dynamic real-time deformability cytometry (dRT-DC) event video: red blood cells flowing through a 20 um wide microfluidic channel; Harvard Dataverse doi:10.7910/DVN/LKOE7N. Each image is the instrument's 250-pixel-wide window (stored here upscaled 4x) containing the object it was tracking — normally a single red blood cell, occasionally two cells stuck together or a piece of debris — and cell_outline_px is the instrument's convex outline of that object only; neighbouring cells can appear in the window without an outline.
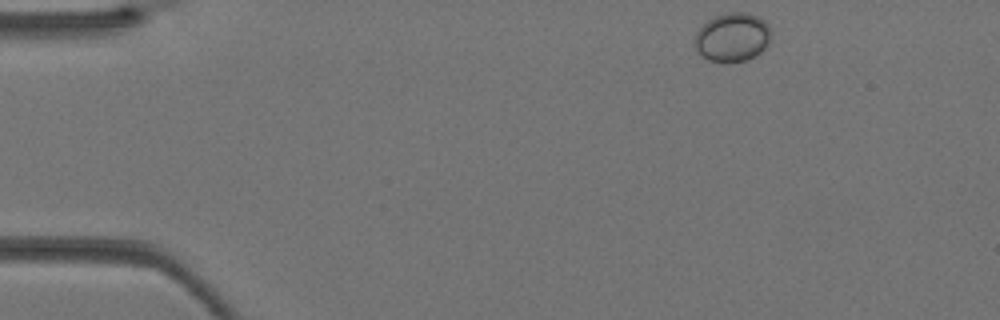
{"species": "Egyptian fruit bat (a non-hibernating species)", "species_latin": "Rousettus aegyptiacus", "temperature_condition": "warm", "stored_images_in_passage": 35, "camera_frame_rate_fps": 3000, "um_per_image_px": 0.085, "animal": {"sex": "female"}, "frame": {"image": 1, "passage_image": 1, "time_ms": 0.0, "image_size_px": [1000, 320], "cell_outline_px": [[768, 44], [760, 52], [748, 60], [732, 64], [724, 64], [708, 60], [700, 56], [696, 52], [692, 44], [696, 32], [708, 20], [716, 16], [728, 12], [748, 12], [764, 20], [768, 24]], "centroid_in_image_um": [62.18, 3.21], "position_along_channel_um": 22.8, "area_um2": 22.14}}
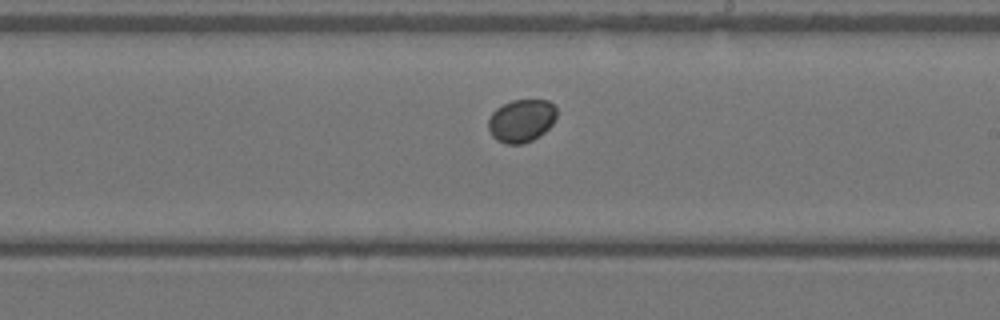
{"frame": {"image": 2, "passage_image": 19, "time_ms": 6.0, "image_size_px": [1000, 320], "cell_outline_px": [[556, 116], [552, 124], [540, 136], [532, 140], [520, 144], [504, 144], [496, 140], [492, 136], [488, 128], [488, 120], [492, 112], [496, 108], [512, 100], [548, 100], [556, 108]], "centroid_in_image_um": [44.3, 10.27], "position_along_channel_um": 244.7, "area_um2": 17.11}}
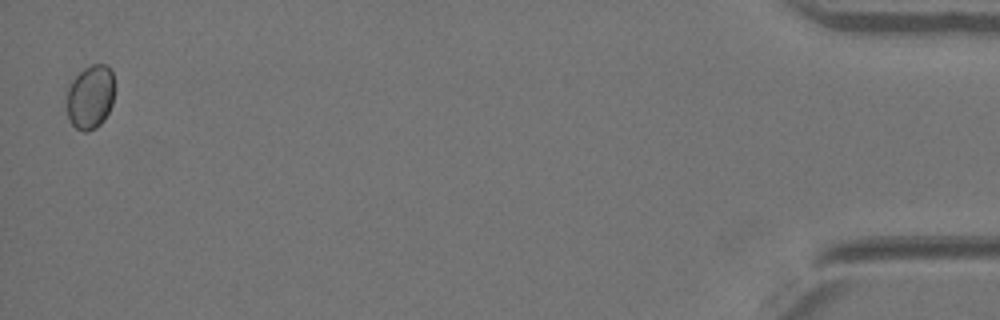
{"frame": {"image": 3, "passage_image": 35, "time_ms": 11.333, "image_size_px": [1000, 320], "cell_outline_px": [[112, 104], [104, 120], [96, 128], [88, 132], [84, 132], [76, 128], [72, 124], [68, 116], [68, 88], [72, 80], [84, 68], [92, 64], [108, 64], [112, 72]], "centroid_in_image_um": [7.68, 8.24], "position_along_channel_um": 427.5, "area_um2": 17.57}}